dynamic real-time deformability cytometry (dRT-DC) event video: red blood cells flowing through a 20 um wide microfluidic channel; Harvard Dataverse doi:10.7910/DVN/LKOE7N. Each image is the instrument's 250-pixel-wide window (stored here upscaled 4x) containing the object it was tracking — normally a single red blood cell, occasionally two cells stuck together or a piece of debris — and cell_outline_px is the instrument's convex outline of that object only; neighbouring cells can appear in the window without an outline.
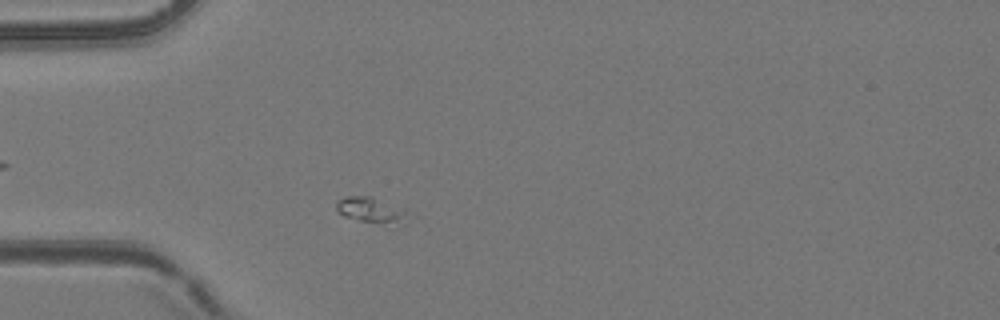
{"species": "common noctule bat (a hibernating species)", "species_latin": "Nyctalus noctula", "temperature_condition": "room temperature", "stored_images_in_passage": 45, "camera_frame_rate_fps": 3000, "um_per_image_px": 0.085, "animal": {"sex": "female", "body_mass_g": 24.6, "forearm_length_mm": 56.2}, "frame": {"image": 1, "passage_image": 6, "time_ms": 1.667, "image_size_px": [1000, 320], "cell_outline_px": [[416, 216], [404, 224], [360, 220], [344, 216], [336, 212], [336, 200], [348, 196], [372, 196]], "centroid_in_image_um": [31.58, 17.86], "position_along_channel_um": 53.4, "area_um2": 10.58}}
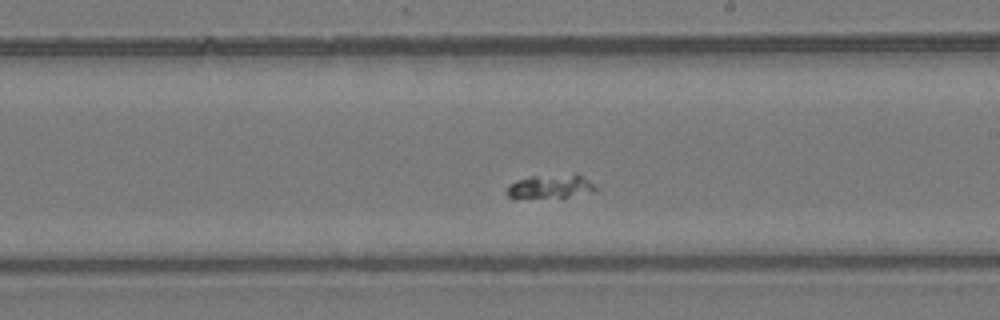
{"frame": {"image": 2, "passage_image": 22, "time_ms": 7.0, "image_size_px": [1000, 320], "cell_outline_px": [[600, 188], [596, 192], [560, 200], [512, 200], [504, 192], [516, 180], [532, 176], [576, 172]], "centroid_in_image_um": [46.82, 15.92], "position_along_channel_um": 242.2, "area_um2": 13.93}}
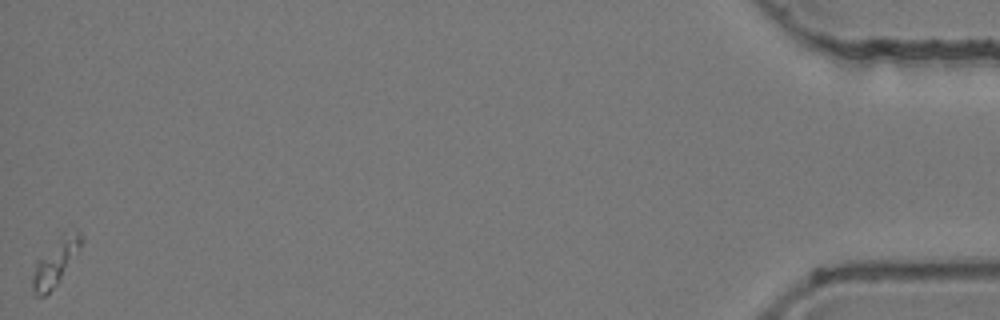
{"frame": {"image": 3, "passage_image": 45, "time_ms": 14.667, "image_size_px": [1000, 320], "cell_outline_px": [[84, 240], [80, 248], [56, 284], [44, 296], [36, 296], [32, 292], [32, 276], [36, 260], [64, 232], [80, 232], [84, 236]], "centroid_in_image_um": [4.69, 22.28], "position_along_channel_um": 430.5, "area_um2": 12.83}}